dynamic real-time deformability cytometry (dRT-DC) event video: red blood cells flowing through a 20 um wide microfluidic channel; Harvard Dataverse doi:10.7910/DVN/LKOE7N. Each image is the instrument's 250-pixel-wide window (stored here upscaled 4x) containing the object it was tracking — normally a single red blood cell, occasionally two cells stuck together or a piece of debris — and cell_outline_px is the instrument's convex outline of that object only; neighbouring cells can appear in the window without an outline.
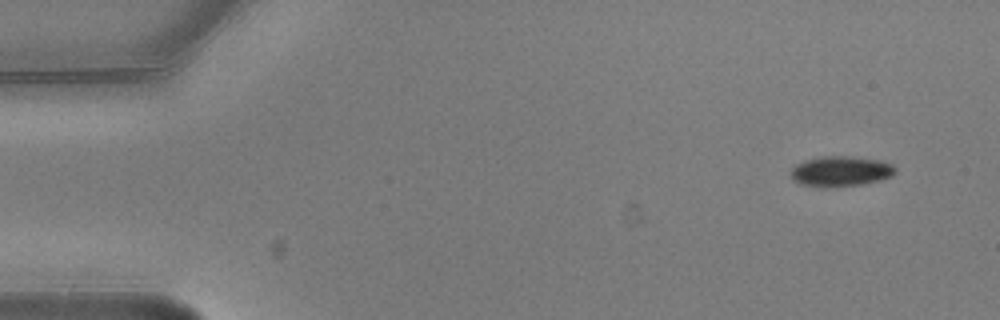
{"species": "common noctule bat (a hibernating species)", "species_latin": "Nyctalus noctula", "temperature_condition": "warm", "stored_images_in_passage": 7, "camera_frame_rate_fps": 3000, "um_per_image_px": 0.085, "animal": {"sex": "male", "body_mass_g": 20.5, "forearm_length_mm": 52.5}, "frame": {"image": 1, "passage_image": 1, "time_ms": 0.0, "image_size_px": [1000, 320], "cell_outline_px": [[896, 172], [892, 176], [880, 180], [864, 184], [824, 188], [820, 188], [800, 184], [792, 180], [792, 168], [796, 164], [804, 160], [820, 156], [844, 156], [880, 160], [892, 164], [896, 168]], "centroid_in_image_um": [71.45, 14.57], "position_along_channel_um": 13.6, "area_um2": 18.67}}
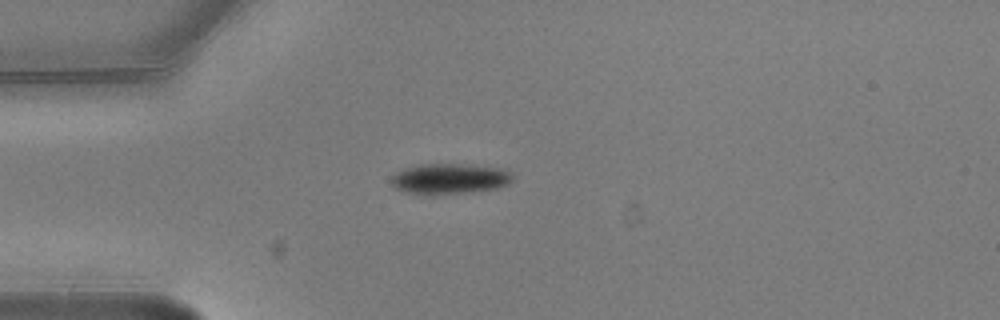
{"frame": {"image": 2, "passage_image": 4, "time_ms": 1.0, "image_size_px": [1000, 320], "cell_outline_px": [[512, 180], [508, 184], [496, 188], [468, 192], [432, 196], [424, 196], [404, 192], [396, 188], [392, 184], [392, 176], [396, 172], [404, 168], [420, 164], [456, 164], [496, 168], [508, 172], [512, 176]], "centroid_in_image_um": [38.12, 15.23], "position_along_channel_um": 46.9, "area_um2": 21.56}}
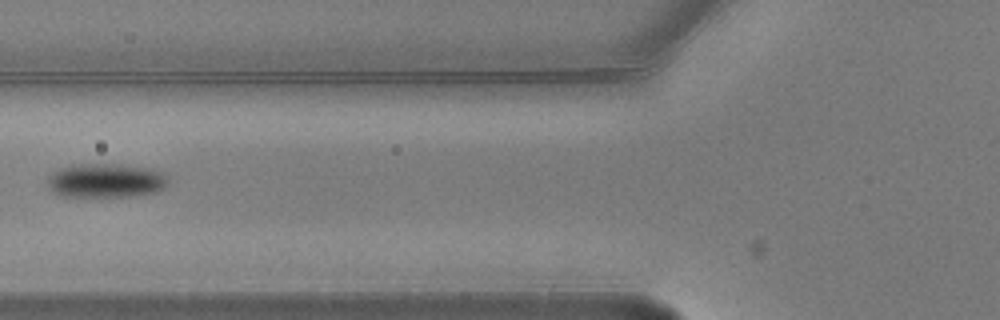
{"frame": {"image": 3, "passage_image": 6, "time_ms": 1.667, "image_size_px": [1000, 320], "cell_outline_px": [[168, 184], [164, 188], [156, 192], [132, 196], [64, 196], [52, 192], [48, 188], [48, 176], [52, 172], [60, 168], [76, 164], [108, 164], [144, 168], [156, 172], [164, 176], [168, 180]], "centroid_in_image_um": [8.92, 15.36], "position_along_channel_um": 116.9, "area_um2": 23.52}}